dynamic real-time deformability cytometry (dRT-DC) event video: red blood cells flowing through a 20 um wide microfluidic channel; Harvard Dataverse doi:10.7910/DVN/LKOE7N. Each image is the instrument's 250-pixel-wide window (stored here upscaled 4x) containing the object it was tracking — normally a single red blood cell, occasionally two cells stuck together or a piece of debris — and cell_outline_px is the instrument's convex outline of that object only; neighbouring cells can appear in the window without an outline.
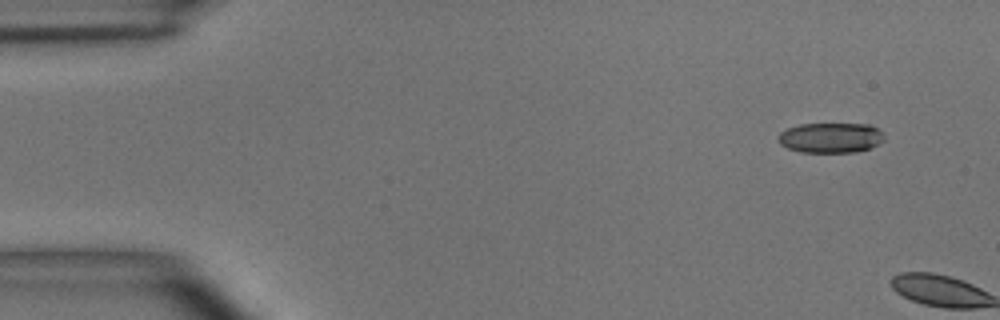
{"species": "common noctule bat (a hibernating species)", "species_latin": "Nyctalus noctula", "temperature_condition": "room temperature", "stored_images_in_passage": 2, "camera_frame_rate_fps": 3000, "um_per_image_px": 0.085, "animal": {"sex": "male", "body_mass_g": 15.6}, "frame": {"image": 1, "passage_image": 1, "time_ms": 0.0, "image_size_px": [1000, 320], "cell_outline_px": [[884, 140], [868, 148], [856, 152], [800, 152], [788, 148], [780, 144], [780, 132], [788, 128], [800, 124], [872, 124], [884, 136]], "centroid_in_image_um": [70.6, 11.7], "position_along_channel_um": 14.4, "area_um2": 18.38}}